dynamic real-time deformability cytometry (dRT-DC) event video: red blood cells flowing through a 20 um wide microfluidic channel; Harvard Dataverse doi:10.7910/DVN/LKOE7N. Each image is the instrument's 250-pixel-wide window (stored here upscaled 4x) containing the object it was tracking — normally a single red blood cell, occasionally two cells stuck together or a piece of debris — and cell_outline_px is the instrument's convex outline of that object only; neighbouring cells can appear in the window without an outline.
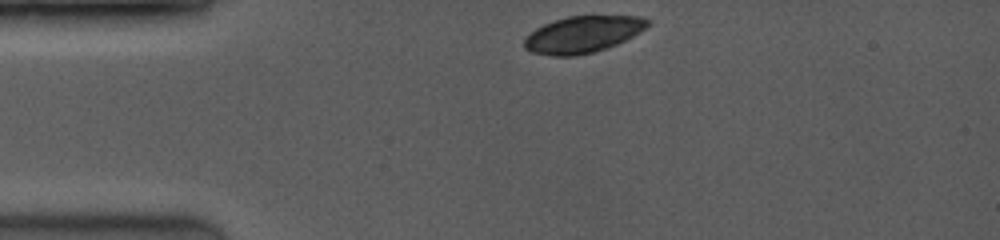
{"species": "common noctule bat (a hibernating species)", "species_latin": "Nyctalus noctula", "temperature_condition": "room temperature", "stored_images_in_passage": 2, "camera_frame_rate_fps": 3500, "um_per_image_px": 0.085, "animal": {"sex": "female", "body_mass_g": 19.0, "forearm_length_mm": 53.3}, "frame": {"image": 1, "passage_image": 1, "time_ms": 0.0, "image_size_px": [1000, 240], "cell_outline_px": [[652, 20], [640, 32], [616, 44], [592, 52], [576, 56], [552, 56], [532, 52], [524, 48], [524, 40], [536, 28], [544, 24], [568, 16], [640, 16]], "centroid_in_image_um": [49.53, 2.92], "position_along_channel_um": 35.5, "area_um2": 26.01}}